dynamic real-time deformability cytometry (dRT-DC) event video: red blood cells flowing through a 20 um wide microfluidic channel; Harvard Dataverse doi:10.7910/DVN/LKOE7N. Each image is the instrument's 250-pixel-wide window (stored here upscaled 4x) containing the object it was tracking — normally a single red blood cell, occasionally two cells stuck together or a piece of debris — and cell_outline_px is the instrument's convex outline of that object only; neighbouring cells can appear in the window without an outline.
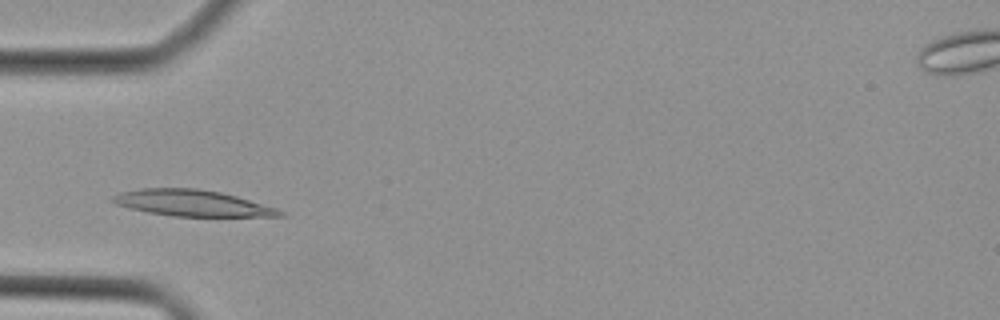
{"species": "Egyptian fruit bat (a non-hibernating species)", "species_latin": "Rousettus aegyptiacus", "temperature_condition": "cold", "stored_images_in_passage": 27, "camera_frame_rate_fps": 3000, "um_per_image_px": 0.085, "animal": {"sex": "female"}, "frame": {"image": 1, "passage_image": 4, "time_ms": 1.0, "image_size_px": [1000, 320], "cell_outline_px": [[284, 216], [172, 216], [148, 212], [116, 204], [108, 200], [112, 196], [120, 192], [140, 188], [196, 188], [220, 192], [236, 196], [276, 208], [284, 212]], "centroid_in_image_um": [16.29, 17.25], "position_along_channel_um": 68.7, "area_um2": 25.32}}
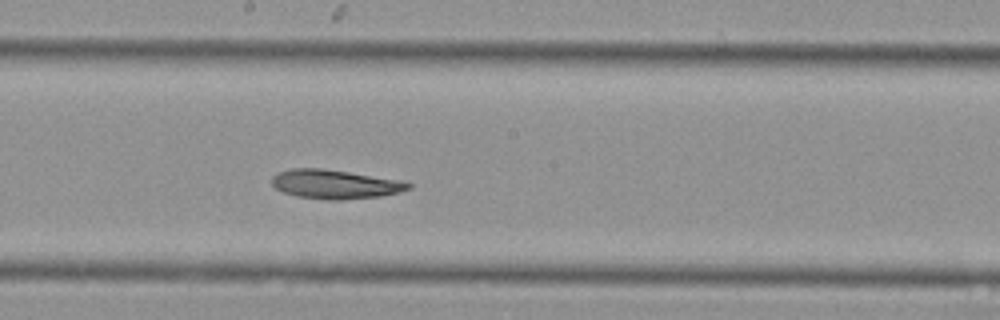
{"frame": {"image": 2, "passage_image": 14, "time_ms": 4.333, "image_size_px": [1000, 320], "cell_outline_px": [[412, 188], [380, 196], [340, 200], [328, 200], [296, 196], [284, 192], [276, 188], [272, 184], [272, 176], [280, 172], [292, 168], [320, 168], [348, 172], [400, 180], [412, 184]], "centroid_in_image_um": [28.46, 15.66], "position_along_channel_um": 219.7, "area_um2": 22.83}}
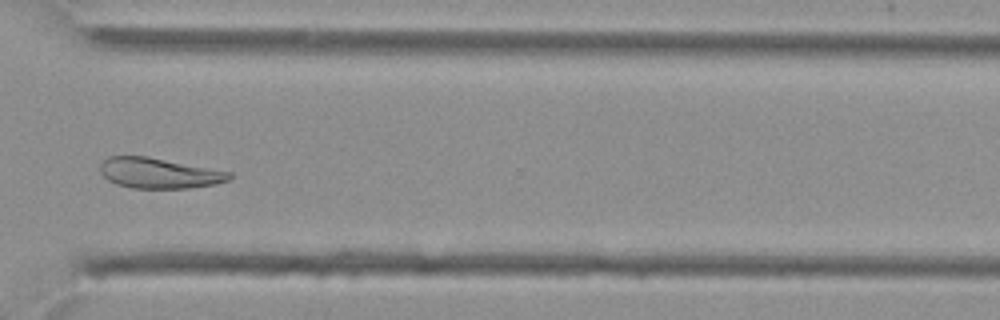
{"frame": {"image": 3, "passage_image": 23, "time_ms": 7.333, "image_size_px": [1000, 320], "cell_outline_px": [[232, 180], [216, 184], [188, 188], [132, 188], [116, 184], [108, 180], [100, 172], [100, 164], [108, 156], [148, 156], [232, 172]], "centroid_in_image_um": [13.54, 14.71], "position_along_channel_um": 357.1, "area_um2": 23.06}}